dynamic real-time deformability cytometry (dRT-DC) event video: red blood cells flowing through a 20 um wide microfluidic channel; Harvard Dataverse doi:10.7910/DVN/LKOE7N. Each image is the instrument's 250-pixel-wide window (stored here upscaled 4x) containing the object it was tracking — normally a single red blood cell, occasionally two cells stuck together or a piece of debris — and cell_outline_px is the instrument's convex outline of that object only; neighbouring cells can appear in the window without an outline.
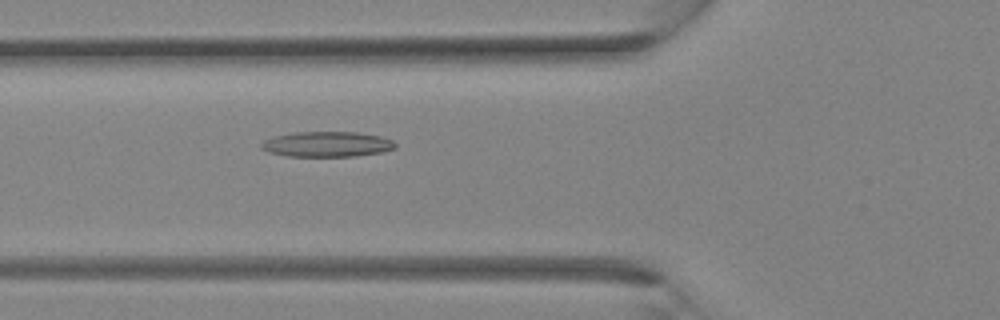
{"species": "Egyptian fruit bat (a non-hibernating species)", "species_latin": "Rousettus aegyptiacus", "temperature_condition": "room temperature", "stored_images_in_passage": 35, "camera_frame_rate_fps": 3000, "um_per_image_px": 0.085, "animal": {"sex": "female"}, "frame": {"image": 1, "passage_image": 13, "time_ms": 4.0, "image_size_px": [1000, 320], "cell_outline_px": [[396, 148], [380, 152], [356, 156], [288, 156], [268, 152], [260, 148], [260, 144], [264, 140], [276, 136], [296, 132], [356, 132], [380, 136], [392, 140], [396, 144]], "centroid_in_image_um": [27.79, 12.26], "position_along_channel_um": 98.0, "area_um2": 19.65}}
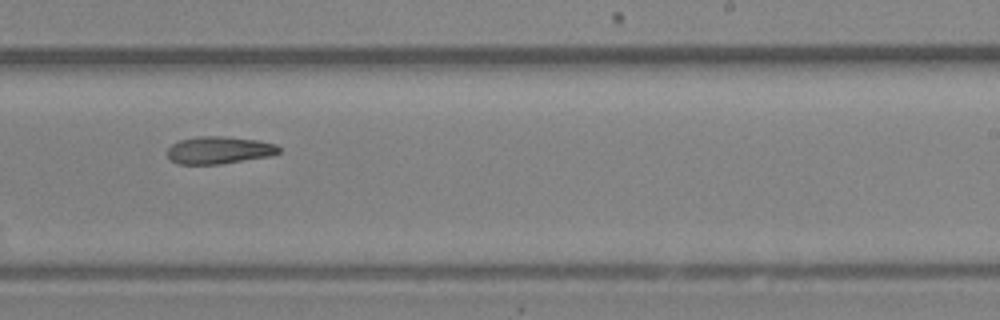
{"frame": {"image": 2, "passage_image": 22, "time_ms": 7.0, "image_size_px": [1000, 320], "cell_outline_px": [[280, 152], [272, 156], [220, 164], [176, 164], [168, 156], [168, 148], [172, 144], [180, 140], [200, 136], [224, 136], [256, 140], [276, 144], [280, 148]], "centroid_in_image_um": [18.64, 12.76], "position_along_channel_um": 270.4, "area_um2": 17.8}}
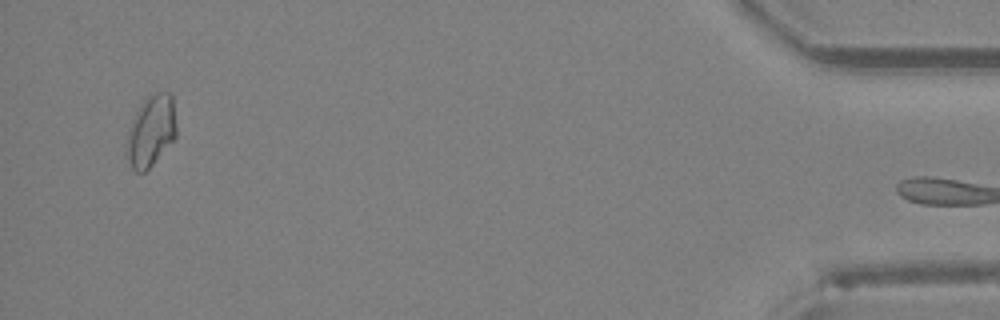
{"frame": {"image": 3, "passage_image": 34, "time_ms": 11.0, "image_size_px": [1000, 320], "cell_outline_px": [[176, 136], [152, 164], [144, 172], [136, 172], [132, 168], [124, 156], [124, 152], [128, 132], [136, 112], [140, 104], [148, 96], [156, 92], [172, 92], [176, 124]], "centroid_in_image_um": [12.81, 11.13], "position_along_channel_um": 422.4, "area_um2": 20.69}}